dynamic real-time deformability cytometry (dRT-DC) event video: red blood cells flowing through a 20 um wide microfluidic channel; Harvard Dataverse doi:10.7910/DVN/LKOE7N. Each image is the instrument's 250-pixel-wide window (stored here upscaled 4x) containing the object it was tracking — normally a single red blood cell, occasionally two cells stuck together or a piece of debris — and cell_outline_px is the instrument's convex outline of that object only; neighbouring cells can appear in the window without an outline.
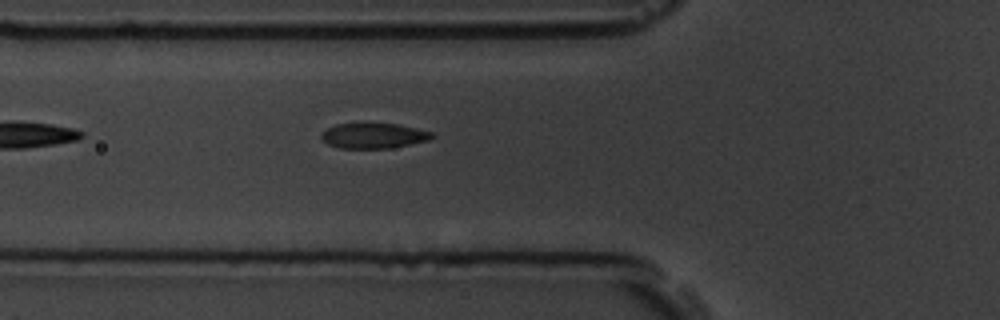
{"species": "common noctule bat (a hibernating species)", "species_latin": "Nyctalus noctula", "temperature_condition": "room temperature", "stored_images_in_passage": 5, "segment_of_instrument_passage": [2, 2], "camera_frame_rate_fps": 3000, "um_per_image_px": 0.085, "animal": {"sex": "male", "body_mass_g": 19.5, "forearm_length_mm": 54.6}, "frame": {"image": 1, "passage_image": 5, "time_ms": 5.667, "image_size_px": [1000, 320], "cell_outline_px": [[432, 136], [428, 140], [388, 148], [340, 148], [328, 144], [320, 136], [320, 132], [336, 124], [360, 120], [400, 124], [432, 132]], "centroid_in_image_um": [31.67, 11.47], "position_along_channel_um": 94.1, "area_um2": 16.88}}